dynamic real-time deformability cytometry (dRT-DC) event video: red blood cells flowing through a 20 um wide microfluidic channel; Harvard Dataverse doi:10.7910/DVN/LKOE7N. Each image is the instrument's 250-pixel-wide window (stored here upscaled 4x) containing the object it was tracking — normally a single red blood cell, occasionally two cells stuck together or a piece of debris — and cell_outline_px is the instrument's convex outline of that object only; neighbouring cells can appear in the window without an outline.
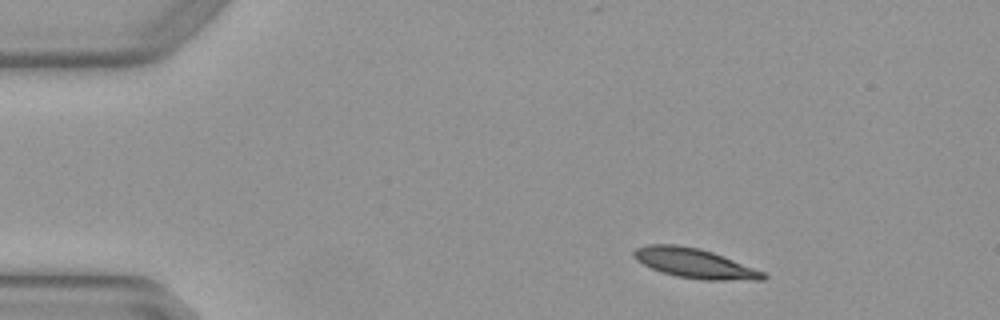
{"species": "Egyptian fruit bat (a non-hibernating species)", "species_latin": "Rousettus aegyptiacus", "temperature_condition": "warm", "stored_images_in_passage": 3, "camera_frame_rate_fps": 3000, "um_per_image_px": 0.085, "animal": {"sex": "female"}, "frame": {"image": 1, "passage_image": 1, "time_ms": 0.0, "image_size_px": [1000, 320], "cell_outline_px": [[768, 276], [764, 280], [704, 280], [676, 276], [660, 272], [636, 260], [632, 256], [632, 252], [636, 248], [648, 244], [676, 244], [700, 248], [712, 252], [764, 272]], "centroid_in_image_um": [59.01, 22.38], "position_along_channel_um": 26.0, "area_um2": 22.31}}
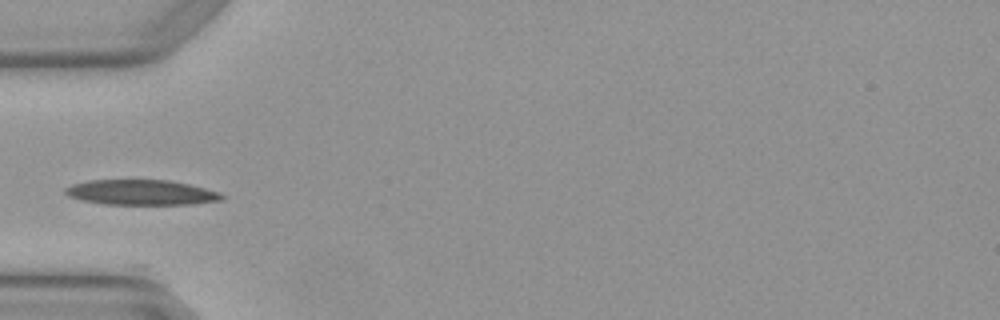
{"frame": {"image": 2, "passage_image": 3, "time_ms": 0.667, "image_size_px": [1000, 320], "cell_outline_px": [[224, 196], [220, 200], [192, 204], [104, 204], [80, 200], [68, 196], [64, 192], [64, 188], [72, 184], [88, 180], [168, 180], [188, 184], [220, 192]], "centroid_in_image_um": [11.95, 16.35], "position_along_channel_um": 73.1, "area_um2": 22.89}}